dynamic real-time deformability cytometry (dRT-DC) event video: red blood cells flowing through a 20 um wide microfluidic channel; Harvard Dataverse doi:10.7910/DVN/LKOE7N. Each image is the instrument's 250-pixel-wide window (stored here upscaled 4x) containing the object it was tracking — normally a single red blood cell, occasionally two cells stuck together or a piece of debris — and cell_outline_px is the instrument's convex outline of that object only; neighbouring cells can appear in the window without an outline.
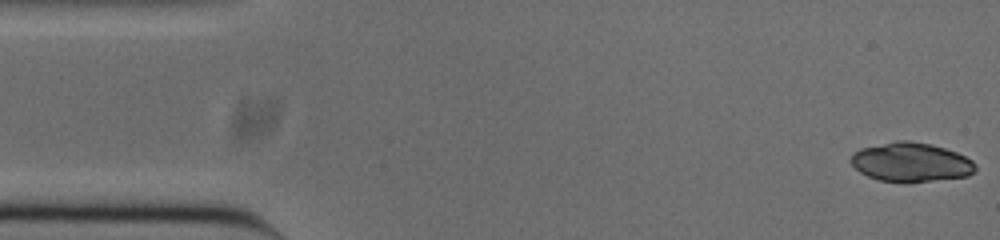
{"species": "common noctule bat (a hibernating species)", "species_latin": "Nyctalus noctula", "temperature_condition": "cold", "stored_images_in_passage": 14, "camera_frame_rate_fps": 3000, "um_per_image_px": 0.085, "animal": {"sex": "male", "body_mass_g": 20.0, "forearm_length_mm": 53.3}, "frame": {"image": 1, "passage_image": 1, "time_ms": 0.0, "image_size_px": [1000, 240], "cell_outline_px": [[976, 168], [968, 176], [904, 184], [880, 180], [868, 176], [860, 172], [848, 160], [852, 152], [860, 148], [896, 140], [908, 140], [932, 144], [956, 152], [972, 160], [976, 164]], "centroid_in_image_um": [77.39, 13.79], "position_along_channel_um": 7.6, "area_um2": 28.84}}